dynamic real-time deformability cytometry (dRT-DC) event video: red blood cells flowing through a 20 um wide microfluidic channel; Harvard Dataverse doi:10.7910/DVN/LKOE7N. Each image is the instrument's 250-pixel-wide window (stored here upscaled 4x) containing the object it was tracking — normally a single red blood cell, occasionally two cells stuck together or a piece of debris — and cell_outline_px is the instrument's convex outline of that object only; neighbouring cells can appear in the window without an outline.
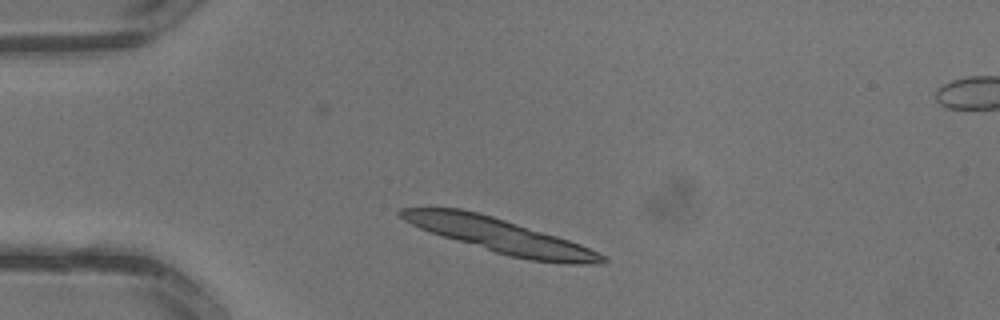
{"species": "common noctule bat (a hibernating species)", "species_latin": "Nyctalus noctula", "temperature_condition": "warm", "stored_images_in_passage": 2, "camera_frame_rate_fps": 3000, "um_per_image_px": 0.085, "animal": {"sex": "male", "body_mass_g": 13.3}, "frame": {"image": 1, "passage_image": 1, "time_ms": 0.0, "image_size_px": [1000, 320], "cell_outline_px": [[608, 260], [604, 264], [568, 264], [532, 260], [512, 256], [496, 252], [444, 236], [420, 228], [404, 220], [396, 212], [400, 208], [460, 208], [492, 216], [556, 236], [580, 244], [608, 256]], "centroid_in_image_um": [42.56, 20.04], "position_along_channel_um": 42.4, "area_um2": 39.36}}